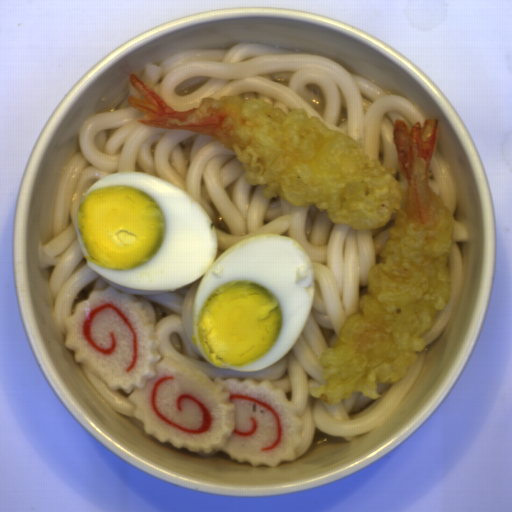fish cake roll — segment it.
I'll return each mask as SVG.
<instances>
[{
    "label": "fish cake roll",
    "mask_w": 512,
    "mask_h": 512,
    "mask_svg": "<svg viewBox=\"0 0 512 512\" xmlns=\"http://www.w3.org/2000/svg\"><path fill=\"white\" fill-rule=\"evenodd\" d=\"M64 346L111 390L122 389L146 435L191 453L223 451L237 463L295 462L303 421L269 380L213 381L184 361L161 357L154 325L135 296L92 289L65 318Z\"/></svg>",
    "instance_id": "14b837c1"
}]
</instances>
